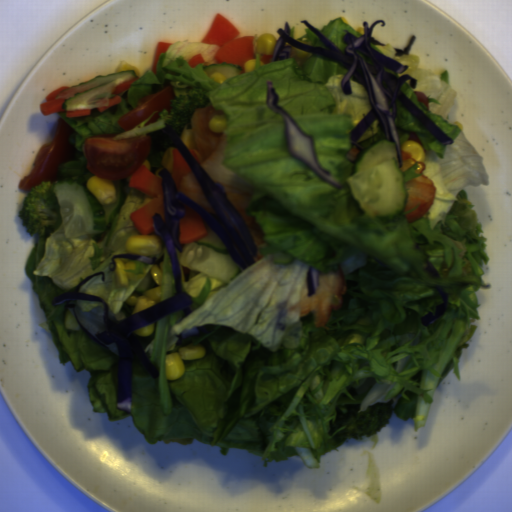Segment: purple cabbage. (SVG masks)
<instances>
[{"instance_id": "c1f60e8f", "label": "purple cabbage", "mask_w": 512, "mask_h": 512, "mask_svg": "<svg viewBox=\"0 0 512 512\" xmlns=\"http://www.w3.org/2000/svg\"><path fill=\"white\" fill-rule=\"evenodd\" d=\"M151 147L147 161L152 174L164 168L163 161L169 147L178 149L191 174L196 178L209 206L211 214L186 193L177 189L176 181L165 168L158 175L162 179L165 222L159 214L153 215L154 233L169 254L174 276L175 292L164 303H157L149 309L134 313L135 305L124 302L121 307L125 317L117 319L112 307L103 297L87 293V288L97 279L105 281L104 270L98 271L76 287L59 295L53 302L63 307V325L65 329L82 330L100 346L111 351L117 358V408L130 415L133 403V363L138 360L147 373L153 377L159 375V369L149 357L146 347L155 339L156 333L139 336L134 331L143 328L171 312L182 311L190 314L193 296L186 293L183 286L179 254L184 244L180 243L179 220L184 217L185 204L196 211L205 227L211 229L225 244L231 258L242 270L254 263L259 250L237 210L227 198V193L219 182H213L204 167L182 142L181 133L168 125L148 134Z\"/></svg>"}, {"instance_id": "ea28d5fd", "label": "purple cabbage", "mask_w": 512, "mask_h": 512, "mask_svg": "<svg viewBox=\"0 0 512 512\" xmlns=\"http://www.w3.org/2000/svg\"><path fill=\"white\" fill-rule=\"evenodd\" d=\"M301 23H304L326 48L308 46L292 39L289 24L285 21L284 30L279 27L276 31L280 37L275 43L270 63L286 61V59L291 58L292 47H296L333 61L345 70H348L340 82L341 91L344 95L352 93L351 78L352 81L363 85L370 101V109L367 114L363 115V118L356 126L348 132L350 147L346 158L353 161L357 160L361 151L359 140L376 120V127L382 130L385 138L394 143L398 168L403 167L401 144L396 125L397 103L402 105L420 121L439 143L442 145H453V138L448 136L443 129L439 128L423 110L418 108L402 92L401 87L407 80H409V86L412 89H415L418 83L416 78L404 73L408 70L409 65H403L371 47V44L386 46L385 43H381L372 36L374 27L378 23H381V26L384 27L385 20L373 21L370 27L367 20L363 21L361 36H355L349 30H343L346 33L342 36V40L347 43L344 52L311 23L306 20H301ZM385 67L396 74H404L400 77H395V74L388 72Z\"/></svg>"}, {"instance_id": "f65ffa83", "label": "purple cabbage", "mask_w": 512, "mask_h": 512, "mask_svg": "<svg viewBox=\"0 0 512 512\" xmlns=\"http://www.w3.org/2000/svg\"><path fill=\"white\" fill-rule=\"evenodd\" d=\"M265 103L267 110L280 117L284 123L285 147L291 157L310 168L317 178L338 188L342 187V181L321 163L314 135L304 131L291 114L278 106L277 91L269 79L265 85Z\"/></svg>"}, {"instance_id": "39781b68", "label": "purple cabbage", "mask_w": 512, "mask_h": 512, "mask_svg": "<svg viewBox=\"0 0 512 512\" xmlns=\"http://www.w3.org/2000/svg\"><path fill=\"white\" fill-rule=\"evenodd\" d=\"M166 256H167V254L160 259H156L154 256H136V255H132V254L116 253L112 256V261L109 262V269H110V272L113 270H116L117 264L115 262V258L127 259L130 262L131 261H140L142 263H145L147 266L152 265V267L154 265H158V267L161 269V262L165 261Z\"/></svg>"}, {"instance_id": "9ea6ddef", "label": "purple cabbage", "mask_w": 512, "mask_h": 512, "mask_svg": "<svg viewBox=\"0 0 512 512\" xmlns=\"http://www.w3.org/2000/svg\"><path fill=\"white\" fill-rule=\"evenodd\" d=\"M438 293L441 296V304L437 307L436 313H434L433 315H429L426 313L422 317L421 321L425 326L446 313V308L448 306V293L446 289H444L443 287H438Z\"/></svg>"}, {"instance_id": "8b30caba", "label": "purple cabbage", "mask_w": 512, "mask_h": 512, "mask_svg": "<svg viewBox=\"0 0 512 512\" xmlns=\"http://www.w3.org/2000/svg\"><path fill=\"white\" fill-rule=\"evenodd\" d=\"M307 294L316 295L319 288V270L308 269L306 273Z\"/></svg>"}, {"instance_id": "06f8d472", "label": "purple cabbage", "mask_w": 512, "mask_h": 512, "mask_svg": "<svg viewBox=\"0 0 512 512\" xmlns=\"http://www.w3.org/2000/svg\"><path fill=\"white\" fill-rule=\"evenodd\" d=\"M425 262H426V269H427L428 276L431 277L432 279H434L435 281H439L441 276H440L438 270L436 269V267L431 262V260L425 259Z\"/></svg>"}, {"instance_id": "9cd0cae8", "label": "purple cabbage", "mask_w": 512, "mask_h": 512, "mask_svg": "<svg viewBox=\"0 0 512 512\" xmlns=\"http://www.w3.org/2000/svg\"><path fill=\"white\" fill-rule=\"evenodd\" d=\"M415 36L416 34L410 36L404 48H393L394 56L399 54H404L407 56L408 52L410 51L414 44Z\"/></svg>"}]
</instances>
